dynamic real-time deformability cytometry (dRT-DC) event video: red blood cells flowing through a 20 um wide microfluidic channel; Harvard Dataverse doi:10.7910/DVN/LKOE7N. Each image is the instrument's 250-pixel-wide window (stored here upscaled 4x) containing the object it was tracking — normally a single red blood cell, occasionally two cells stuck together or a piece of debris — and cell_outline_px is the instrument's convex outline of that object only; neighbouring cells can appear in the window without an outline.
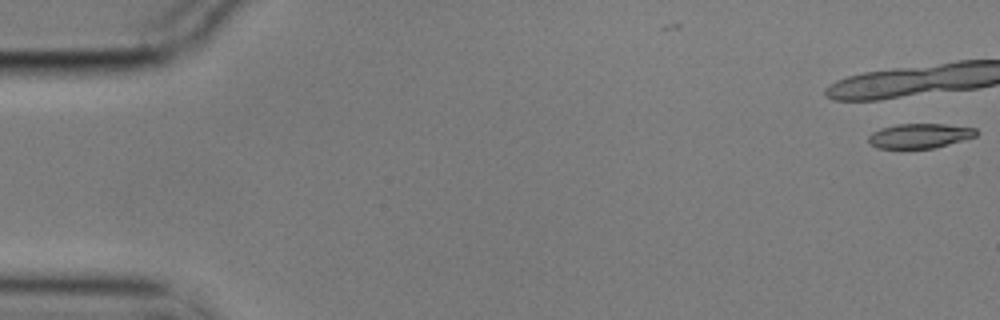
{"species": "common noctule bat (a hibernating species)", "species_latin": "Nyctalus noctula", "temperature_condition": "cold", "stored_images_in_passage": 2, "camera_frame_rate_fps": 3000, "um_per_image_px": 0.085, "animal": {"sex": "male", "body_mass_g": 17.9}, "frame": {"image": 1, "passage_image": 2, "time_ms": 0.333, "image_size_px": [1000, 320], "cell_outline_px": [[980, 132], [976, 136], [936, 148], [876, 148], [868, 140], [868, 136], [872, 132], [896, 124], [944, 124], [976, 128]], "centroid_in_image_um": [78.22, 11.54], "position_along_channel_um": 6.8, "area_um2": 15.43}}